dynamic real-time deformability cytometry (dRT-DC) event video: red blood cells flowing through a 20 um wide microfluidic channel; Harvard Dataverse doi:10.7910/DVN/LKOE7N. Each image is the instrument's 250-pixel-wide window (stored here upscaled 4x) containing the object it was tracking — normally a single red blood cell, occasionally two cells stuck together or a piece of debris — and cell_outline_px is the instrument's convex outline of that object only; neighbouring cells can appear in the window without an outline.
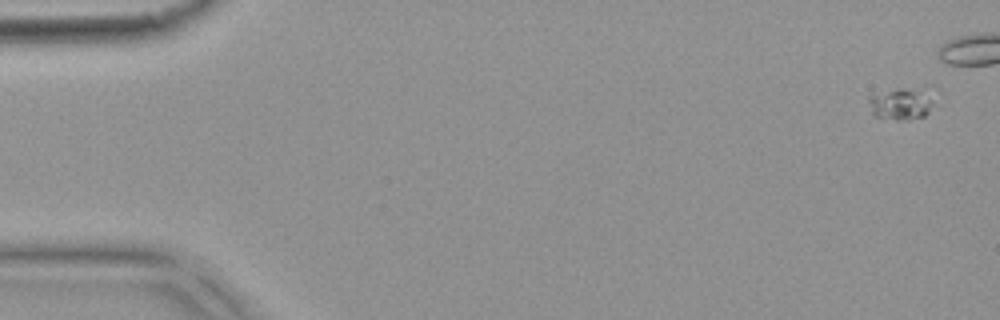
{"species": "common noctule bat (a hibernating species)", "species_latin": "Nyctalus noctula", "temperature_condition": "warm", "stored_images_in_passage": 8, "camera_frame_rate_fps": 3000, "um_per_image_px": 0.085, "animal": {"sex": "female", "body_mass_g": 18.4}, "frame": {"image": 1, "passage_image": 1, "time_ms": 0.0, "image_size_px": [1000, 320], "cell_outline_px": [[932, 100], [928, 112], [924, 116], [908, 120], [896, 120], [876, 116], [872, 112], [868, 100], [868, 96], [872, 92], [896, 88], [904, 88]], "centroid_in_image_um": [76.39, 8.86], "position_along_channel_um": 8.6, "area_um2": 11.39}}
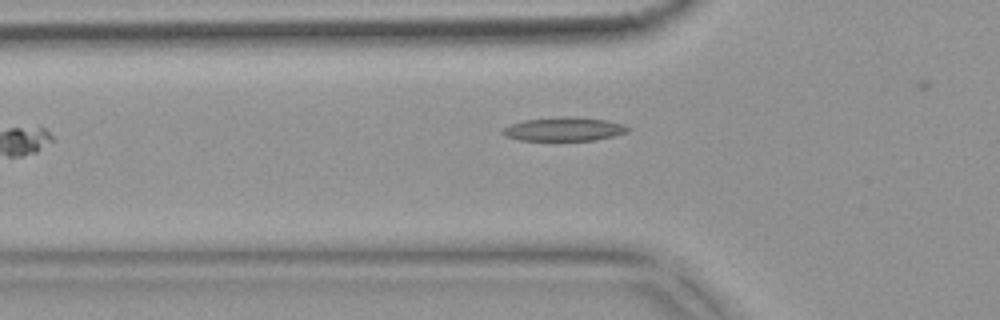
{"frame": {"image": 2, "passage_image": 6, "time_ms": 1.667, "image_size_px": [1000, 320], "cell_outline_px": [[632, 128], [628, 132], [596, 140], [520, 140], [504, 136], [500, 132], [500, 128], [524, 120], [560, 116], [576, 116], [608, 120], [624, 124]], "centroid_in_image_um": [47.94, 10.96], "position_along_channel_um": 77.9, "area_um2": 17.63}}
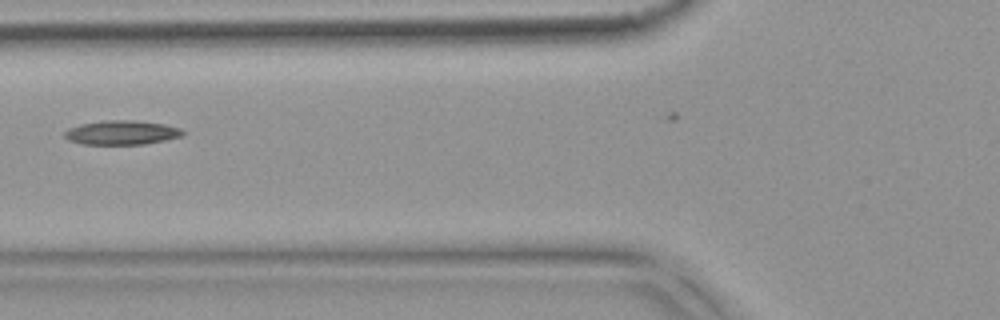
{"frame": {"image": 3, "passage_image": 7, "time_ms": 2.0, "image_size_px": [1000, 320], "cell_outline_px": [[188, 132], [184, 136], [144, 144], [84, 144], [68, 140], [64, 136], [64, 132], [68, 128], [80, 124], [104, 120], [132, 120], [164, 124], [180, 128]], "centroid_in_image_um": [10.37, 11.26], "position_along_channel_um": 115.4, "area_um2": 16.76}}